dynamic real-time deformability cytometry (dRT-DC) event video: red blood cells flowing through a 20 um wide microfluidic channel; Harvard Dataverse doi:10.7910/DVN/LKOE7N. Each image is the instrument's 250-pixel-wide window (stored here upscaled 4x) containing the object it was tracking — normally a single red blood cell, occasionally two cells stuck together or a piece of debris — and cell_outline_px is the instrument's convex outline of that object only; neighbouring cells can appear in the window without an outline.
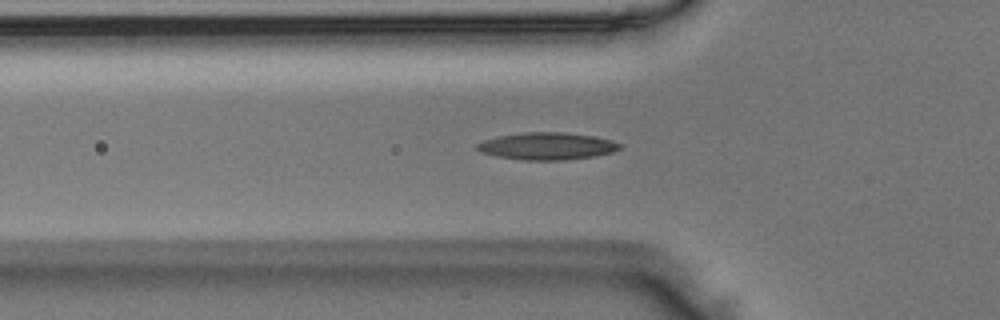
{"species": "Egyptian fruit bat (a non-hibernating species)", "species_latin": "Rousettus aegyptiacus", "temperature_condition": "room temperature", "stored_images_in_passage": 50, "camera_frame_rate_fps": 3000, "um_per_image_px": 0.085, "animal": {"sex": "male"}, "frame": {"image": 1, "passage_image": 16, "time_ms": 5.0, "image_size_px": [1000, 320], "cell_outline_px": [[624, 144], [620, 148], [612, 152], [592, 156], [564, 160], [524, 160], [496, 156], [480, 152], [476, 148], [476, 144], [484, 140], [500, 136], [524, 132], [564, 132], [592, 136], [612, 140]], "centroid_in_image_um": [46.5, 12.42], "position_along_channel_um": 79.3, "area_um2": 22.54}}
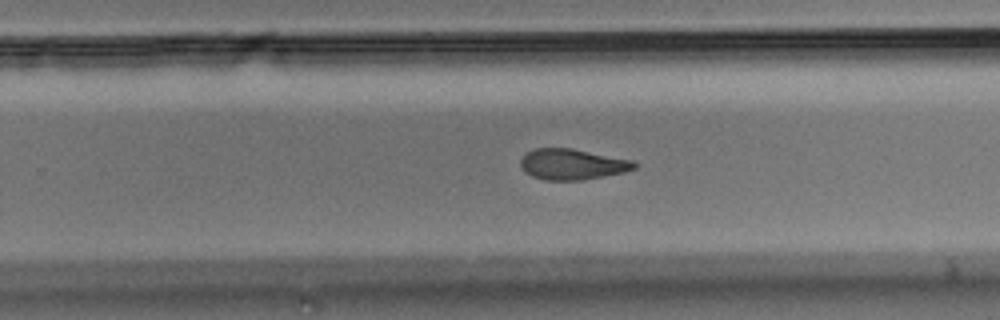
{"frame": {"image": 2, "passage_image": 31, "time_ms": 10.0, "image_size_px": [1000, 320], "cell_outline_px": [[636, 168], [624, 172], [580, 180], [544, 180], [532, 176], [524, 172], [520, 164], [520, 160], [528, 152], [536, 148], [572, 148], [632, 160], [636, 164]], "centroid_in_image_um": [48.62, 13.96], "position_along_channel_um": 281.2, "area_um2": 20.23}}
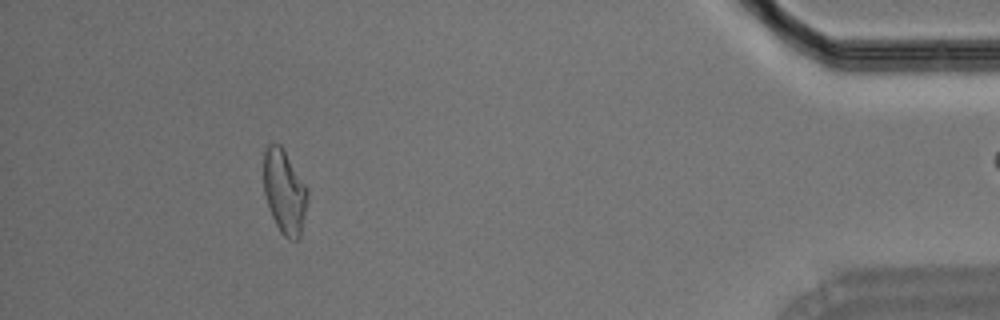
{"frame": {"image": 3, "passage_image": 45, "time_ms": 14.667, "image_size_px": [1000, 320], "cell_outline_px": [[308, 200], [300, 236], [296, 240], [288, 240], [280, 232], [272, 216], [264, 196], [264, 152], [268, 144], [280, 144], [308, 188]], "centroid_in_image_um": [24.18, 16.32], "position_along_channel_um": 411.0, "area_um2": 21.5}}